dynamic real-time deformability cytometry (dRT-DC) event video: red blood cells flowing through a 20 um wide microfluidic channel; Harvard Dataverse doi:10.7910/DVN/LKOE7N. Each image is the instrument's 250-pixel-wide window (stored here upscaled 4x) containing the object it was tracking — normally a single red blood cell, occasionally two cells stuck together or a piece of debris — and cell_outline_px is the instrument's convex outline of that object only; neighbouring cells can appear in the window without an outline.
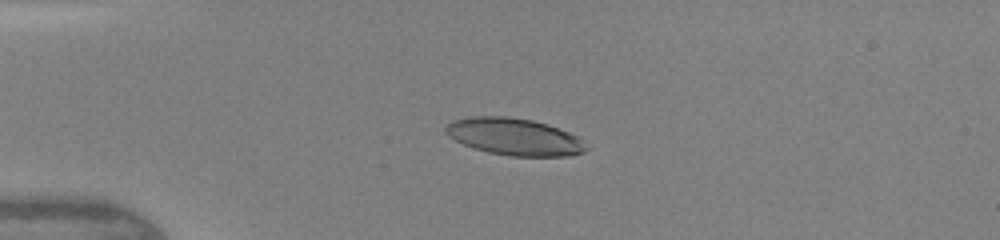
{"species": "human", "species_latin": "Homo sapiens", "temperature_condition": "warm", "stored_images_in_passage": 9, "camera_frame_rate_fps": 3000, "um_per_image_px": 0.085, "donor": {"sex": "female"}, "frame": {"image": 1, "passage_image": 6, "time_ms": 3.667, "image_size_px": [1000, 240], "cell_outline_px": [[588, 148], [584, 152], [568, 156], [508, 156], [488, 152], [464, 144], [448, 136], [444, 132], [444, 128], [452, 120], [472, 116], [508, 116], [532, 120], [548, 124], [568, 132], [576, 136]], "centroid_in_image_um": [43.69, 11.61], "position_along_channel_um": 41.3, "area_um2": 30.23}}
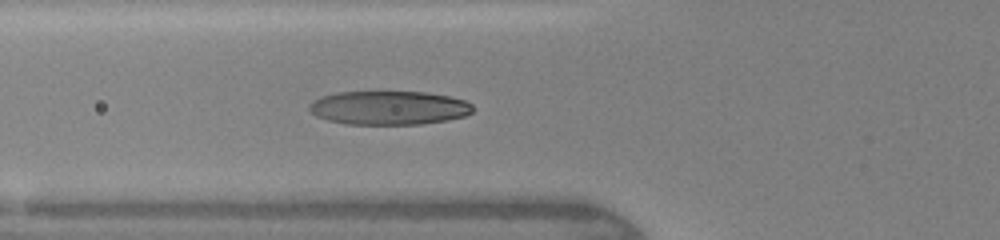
{"frame": {"image": 2, "passage_image": 9, "time_ms": 5.667, "image_size_px": [1000, 240], "cell_outline_px": [[472, 112], [464, 116], [448, 120], [420, 124], [348, 124], [328, 120], [316, 116], [308, 108], [308, 104], [312, 100], [320, 96], [336, 92], [424, 92], [448, 96], [464, 100], [472, 104]], "centroid_in_image_um": [33.02, 9.16], "position_along_channel_um": 92.8, "area_um2": 32.25}}